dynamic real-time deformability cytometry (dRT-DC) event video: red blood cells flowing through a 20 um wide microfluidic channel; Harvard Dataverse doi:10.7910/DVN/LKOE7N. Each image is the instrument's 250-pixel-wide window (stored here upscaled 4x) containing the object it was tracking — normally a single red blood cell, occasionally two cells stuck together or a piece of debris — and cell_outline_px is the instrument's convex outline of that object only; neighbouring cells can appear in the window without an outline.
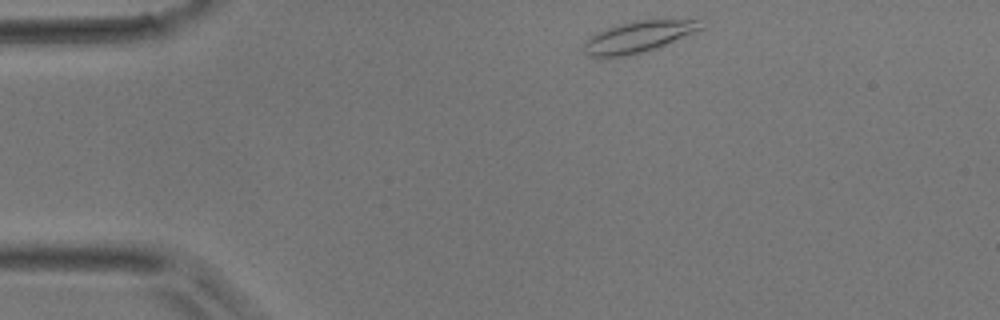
{"species": "common noctule bat (a hibernating species)", "species_latin": "Nyctalus noctula", "temperature_condition": "room temperature", "stored_images_in_passage": 41, "camera_frame_rate_fps": 3000, "um_per_image_px": 0.085, "animal": {"sex": "male", "body_mass_g": 17.9}, "frame": {"image": 1, "passage_image": 1, "time_ms": 0.0, "image_size_px": [1000, 320], "cell_outline_px": [[704, 28], [656, 48], [628, 56], [608, 60], [600, 60], [588, 56], [584, 52], [584, 44], [592, 36], [608, 28], [620, 24], [640, 20], [700, 16]], "centroid_in_image_um": [54.35, 3.12], "position_along_channel_um": 30.6, "area_um2": 22.25}}
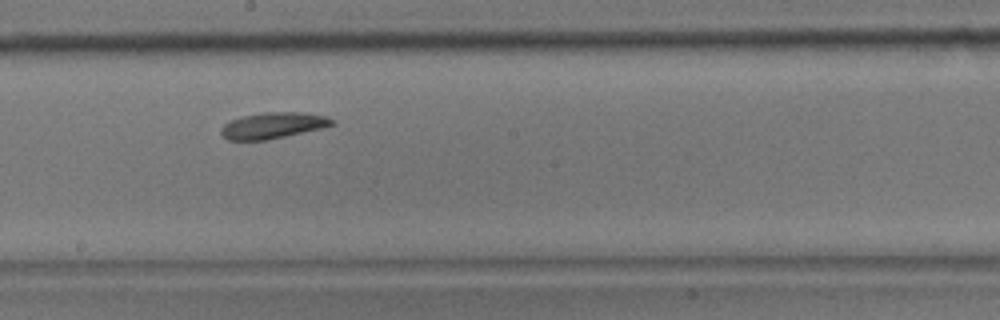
{"frame": {"image": 2, "passage_image": 19, "time_ms": 6.0, "image_size_px": [1000, 320], "cell_outline_px": [[336, 124], [324, 128], [268, 140], [228, 140], [220, 132], [220, 128], [224, 124], [232, 120], [244, 116], [264, 112], [300, 112], [324, 116], [336, 120]], "centroid_in_image_um": [23.24, 10.67], "position_along_channel_um": 225.0, "area_um2": 16.94}}
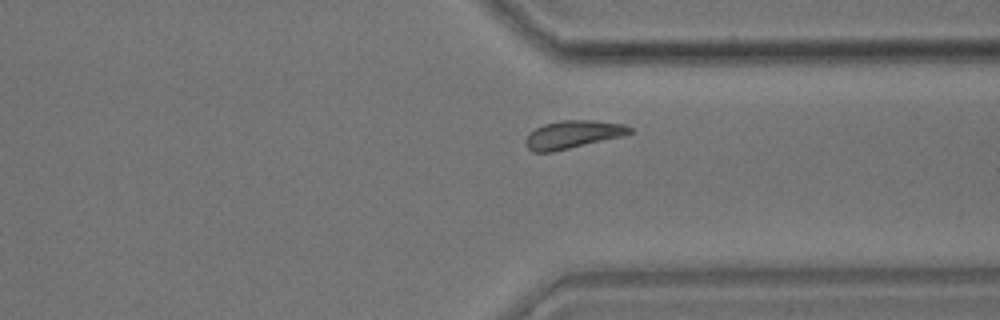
{"frame": {"image": 3, "passage_image": 29, "time_ms": 9.333, "image_size_px": [1000, 320], "cell_outline_px": [[636, 132], [620, 136], [552, 152], [532, 152], [524, 144], [524, 140], [528, 132], [544, 124], [560, 120], [592, 120], [624, 124], [632, 128]], "centroid_in_image_um": [48.65, 11.42], "position_along_channel_um": 362.8, "area_um2": 16.94}}